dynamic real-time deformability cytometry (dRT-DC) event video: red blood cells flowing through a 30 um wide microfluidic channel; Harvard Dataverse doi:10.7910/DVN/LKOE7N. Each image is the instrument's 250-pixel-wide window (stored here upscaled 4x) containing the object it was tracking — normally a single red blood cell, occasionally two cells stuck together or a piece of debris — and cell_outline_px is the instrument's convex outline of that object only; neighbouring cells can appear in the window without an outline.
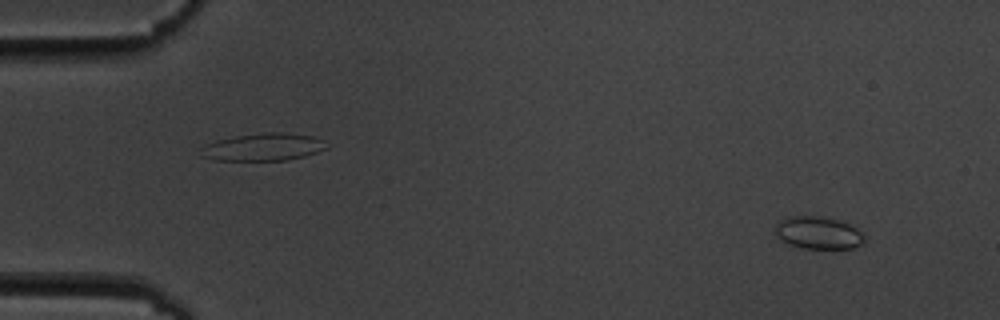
{"species": "common noctule bat (a hibernating species)", "species_latin": "Nyctalus noctula", "temperature_condition": "cold", "stored_images_in_passage": 9, "camera_frame_rate_fps": 3000, "um_per_image_px": 0.085, "animal": {"sex": "male", "body_mass_g": 19.5, "forearm_length_mm": 54.6}, "frame": {"image": 1, "passage_image": 1, "time_ms": 0.0, "image_size_px": [1000, 320], "cell_outline_px": [[864, 244], [852, 248], [804, 248], [788, 244], [776, 236], [776, 224], [780, 220], [792, 216], [820, 216], [836, 220], [848, 224], [864, 232]], "centroid_in_image_um": [69.57, 19.79], "position_along_channel_um": 15.4, "area_um2": 16.76}}
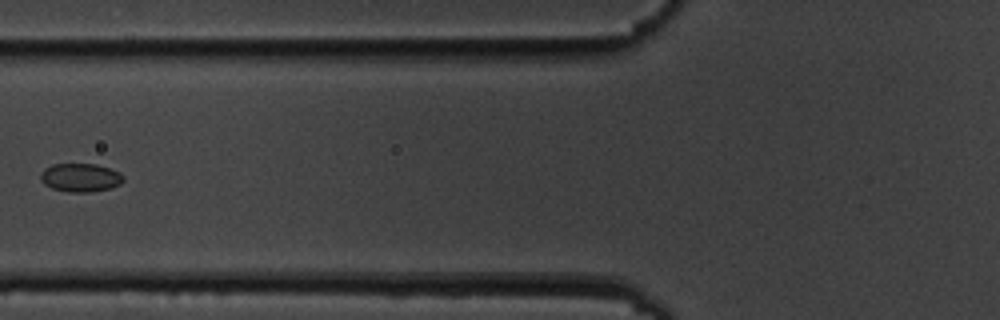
{"frame": {"image": 2, "passage_image": 6, "time_ms": 6.0, "image_size_px": [1000, 320], "cell_outline_px": [[124, 180], [120, 184], [112, 188], [92, 192], [68, 192], [52, 188], [44, 184], [40, 180], [40, 172], [44, 168], [52, 164], [96, 164], [120, 172], [124, 176]], "centroid_in_image_um": [6.83, 15.1], "position_along_channel_um": 119.0, "area_um2": 13.93}}
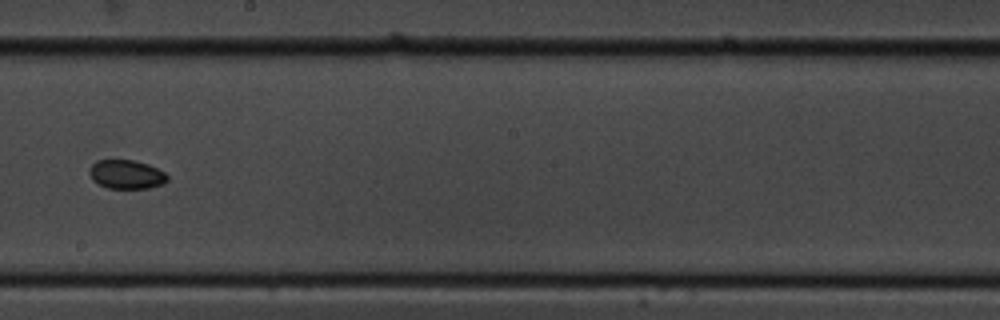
{"frame": {"image": 3, "passage_image": 9, "time_ms": 9.333, "image_size_px": [1000, 320], "cell_outline_px": [[168, 180], [160, 184], [148, 188], [108, 188], [92, 180], [88, 172], [88, 168], [96, 160], [132, 160], [148, 164], [164, 172], [168, 176]], "centroid_in_image_um": [10.7, 14.81], "position_along_channel_um": 237.5, "area_um2": 13.06}}